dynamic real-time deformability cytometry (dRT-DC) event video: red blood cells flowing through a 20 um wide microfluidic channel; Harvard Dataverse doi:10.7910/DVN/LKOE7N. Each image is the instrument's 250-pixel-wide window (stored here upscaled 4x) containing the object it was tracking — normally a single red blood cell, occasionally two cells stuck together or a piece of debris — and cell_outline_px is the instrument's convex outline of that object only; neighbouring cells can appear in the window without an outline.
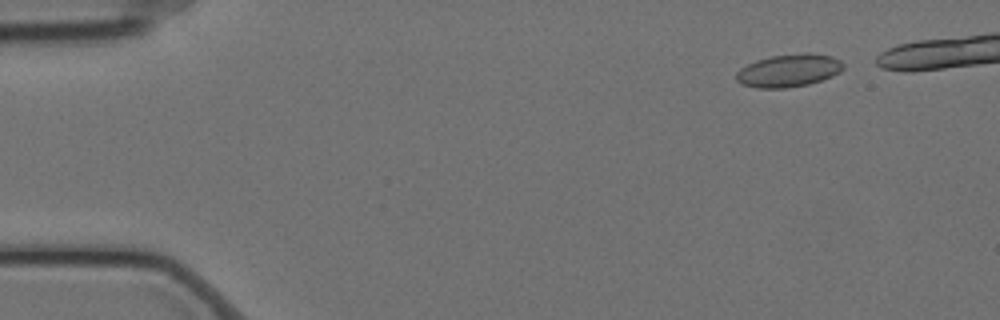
{"species": "Egyptian fruit bat (a non-hibernating species)", "species_latin": "Rousettus aegyptiacus", "temperature_condition": "cold", "stored_images_in_passage": 45, "camera_frame_rate_fps": 3000, "um_per_image_px": 0.085, "animal": {"sex": "female"}, "frame": {"image": 1, "passage_image": 3, "time_ms": 0.667, "image_size_px": [1000, 320], "cell_outline_px": [[844, 68], [840, 72], [832, 76], [808, 84], [784, 88], [756, 88], [740, 84], [736, 80], [736, 72], [740, 68], [756, 60], [772, 56], [804, 52], [812, 52], [832, 56], [840, 60], [844, 64]], "centroid_in_image_um": [67.04, 5.98], "position_along_channel_um": 18.0, "area_um2": 20.63}}
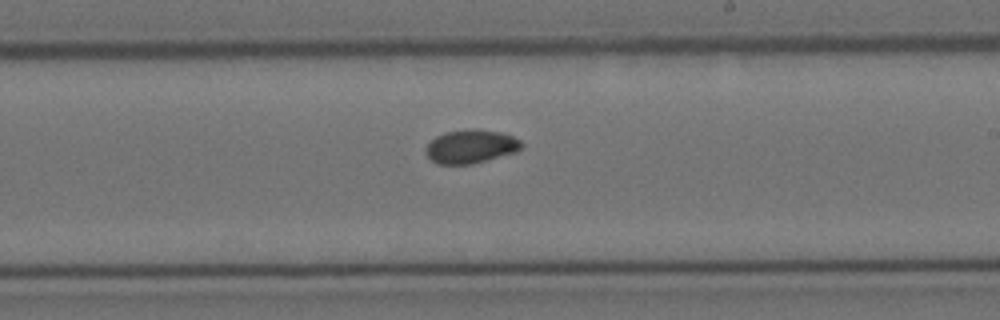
{"frame": {"image": 2, "passage_image": 31, "time_ms": 10.0, "image_size_px": [1000, 320], "cell_outline_px": [[524, 144], [516, 152], [472, 164], [436, 164], [424, 152], [424, 148], [436, 136], [444, 132], [472, 128], [476, 128], [500, 132], [512, 136], [520, 140]], "centroid_in_image_um": [40.0, 12.44], "position_along_channel_um": 249.0, "area_um2": 18.84}}
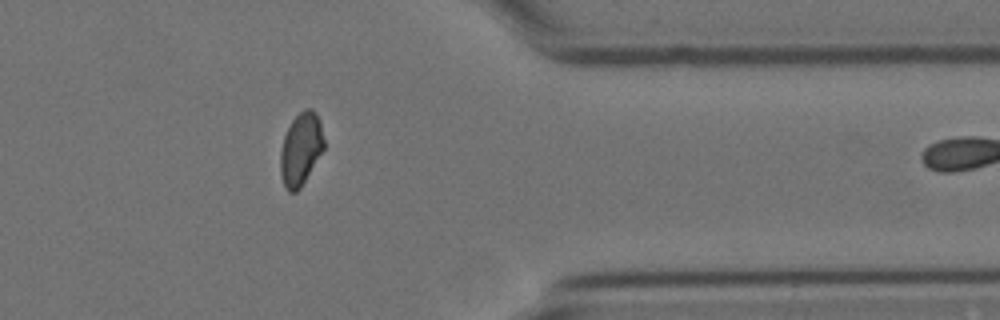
{"frame": {"image": 3, "passage_image": 44, "time_ms": 14.333, "image_size_px": [1000, 320], "cell_outline_px": [[324, 148], [300, 188], [296, 192], [288, 192], [284, 184], [280, 172], [280, 152], [284, 136], [292, 120], [304, 108], [312, 108], [316, 112], [320, 120], [324, 140]], "centroid_in_image_um": [25.57, 12.64], "position_along_channel_um": 385.8, "area_um2": 18.32}}